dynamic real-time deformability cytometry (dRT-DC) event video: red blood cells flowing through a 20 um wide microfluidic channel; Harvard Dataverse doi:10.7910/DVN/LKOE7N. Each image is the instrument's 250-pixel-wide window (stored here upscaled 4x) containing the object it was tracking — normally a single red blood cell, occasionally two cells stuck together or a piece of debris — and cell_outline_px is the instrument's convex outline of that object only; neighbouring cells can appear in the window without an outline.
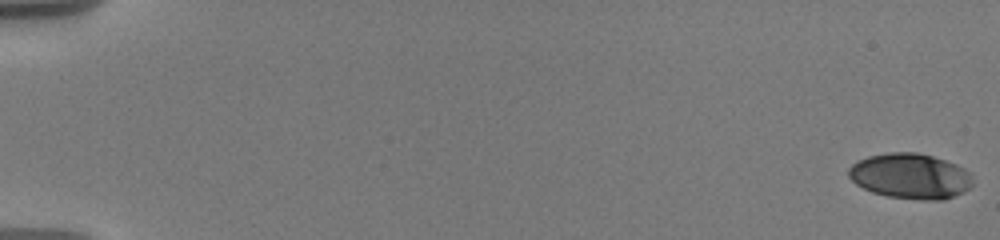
{"species": "human", "species_latin": "Homo sapiens", "temperature_condition": "warm", "stored_images_in_passage": 12, "camera_frame_rate_fps": 3000, "um_per_image_px": 0.085, "donor": {"sex": "male"}, "frame": {"image": 1, "passage_image": 1, "time_ms": 0.0, "image_size_px": [1000, 240], "cell_outline_px": [[972, 184], [964, 192], [944, 200], [920, 200], [888, 196], [872, 192], [856, 184], [848, 176], [848, 168], [856, 160], [868, 156], [888, 152], [916, 152], [932, 156], [956, 164], [964, 168], [968, 172]], "centroid_in_image_um": [77.35, 14.96], "position_along_channel_um": 7.7, "area_um2": 32.83}}
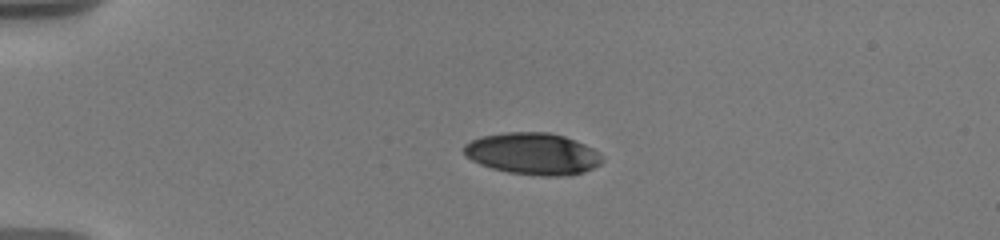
{"frame": {"image": 2, "passage_image": 10, "time_ms": 4.667, "image_size_px": [1000, 240], "cell_outline_px": [[604, 160], [600, 164], [584, 172], [568, 176], [544, 176], [508, 172], [492, 168], [480, 164], [472, 160], [464, 152], [464, 144], [472, 140], [484, 136], [504, 132], [548, 132], [564, 136], [576, 140], [600, 152], [604, 156]], "centroid_in_image_um": [45.34, 13.07], "position_along_channel_um": 39.7, "area_um2": 33.7}}
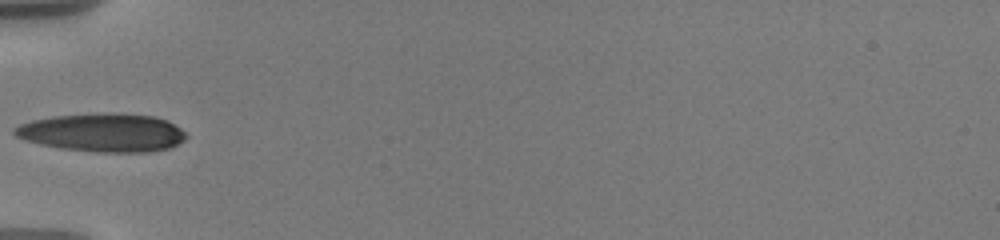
{"frame": {"image": 3, "passage_image": 12, "time_ms": 7.0, "image_size_px": [1000, 240], "cell_outline_px": [[188, 136], [184, 140], [168, 148], [148, 152], [96, 152], [60, 148], [40, 144], [24, 140], [16, 136], [12, 132], [12, 128], [20, 124], [32, 120], [52, 116], [116, 112], [156, 116], [168, 120], [180, 128]], "centroid_in_image_um": [8.72, 11.26], "position_along_channel_um": 76.3, "area_um2": 38.61}}